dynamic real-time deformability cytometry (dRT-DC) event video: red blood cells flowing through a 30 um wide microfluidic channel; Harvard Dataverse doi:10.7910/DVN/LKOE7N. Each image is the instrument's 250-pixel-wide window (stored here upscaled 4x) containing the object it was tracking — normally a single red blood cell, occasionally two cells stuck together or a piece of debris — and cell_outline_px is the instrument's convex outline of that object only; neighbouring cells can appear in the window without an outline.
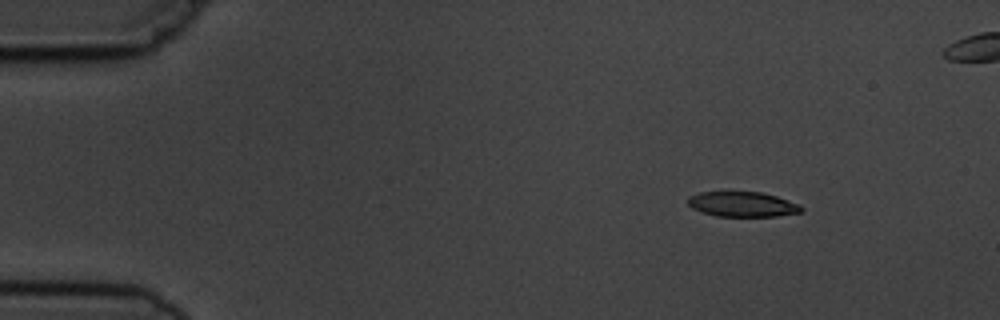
{"species": "common noctule bat (a hibernating species)", "species_latin": "Nyctalus noctula", "temperature_condition": "cold", "stored_images_in_passage": 5, "camera_frame_rate_fps": 3000, "um_per_image_px": 0.085, "animal": {"sex": "male", "body_mass_g": 19.5, "forearm_length_mm": 54.6}, "frame": {"image": 1, "passage_image": 1, "time_ms": 0.0, "image_size_px": [1000, 320], "cell_outline_px": [[804, 212], [776, 216], [716, 216], [692, 208], [688, 204], [688, 196], [700, 192], [760, 192], [776, 196], [800, 204], [804, 208]], "centroid_in_image_um": [63.14, 17.36], "position_along_channel_um": 21.9, "area_um2": 16.53}}
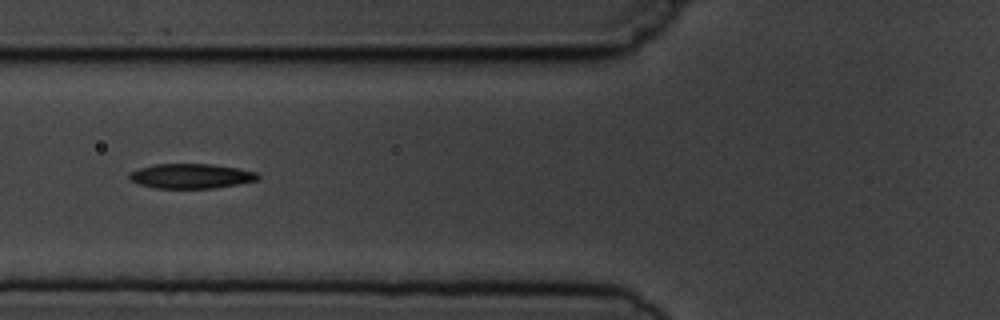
{"frame": {"image": 2, "passage_image": 4, "time_ms": 4.667, "image_size_px": [1000, 320], "cell_outline_px": [[260, 176], [256, 180], [236, 184], [212, 188], [156, 188], [140, 184], [128, 180], [128, 172], [140, 168], [156, 164], [212, 164], [236, 168], [256, 172]], "centroid_in_image_um": [16.18, 14.96], "position_along_channel_um": 109.6, "area_um2": 18.38}}
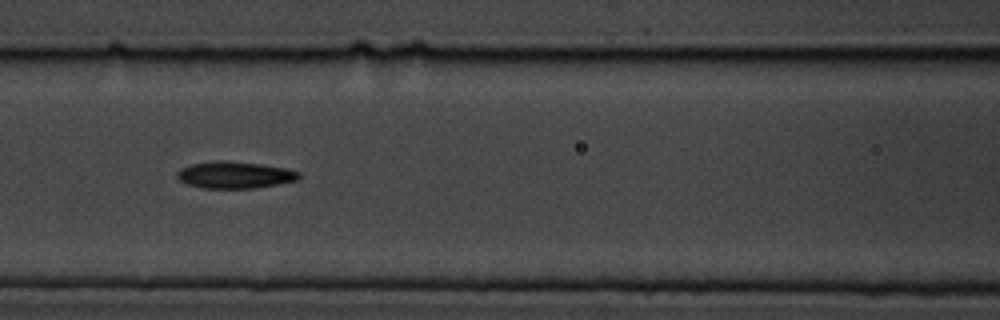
{"frame": {"image": 3, "passage_image": 5, "time_ms": 5.667, "image_size_px": [1000, 320], "cell_outline_px": [[300, 176], [296, 180], [256, 188], [200, 188], [188, 184], [180, 180], [176, 176], [176, 172], [180, 168], [192, 164], [216, 160], [224, 160], [260, 164], [284, 168], [300, 172]], "centroid_in_image_um": [19.91, 14.86], "position_along_channel_um": 146.7, "area_um2": 18.96}}